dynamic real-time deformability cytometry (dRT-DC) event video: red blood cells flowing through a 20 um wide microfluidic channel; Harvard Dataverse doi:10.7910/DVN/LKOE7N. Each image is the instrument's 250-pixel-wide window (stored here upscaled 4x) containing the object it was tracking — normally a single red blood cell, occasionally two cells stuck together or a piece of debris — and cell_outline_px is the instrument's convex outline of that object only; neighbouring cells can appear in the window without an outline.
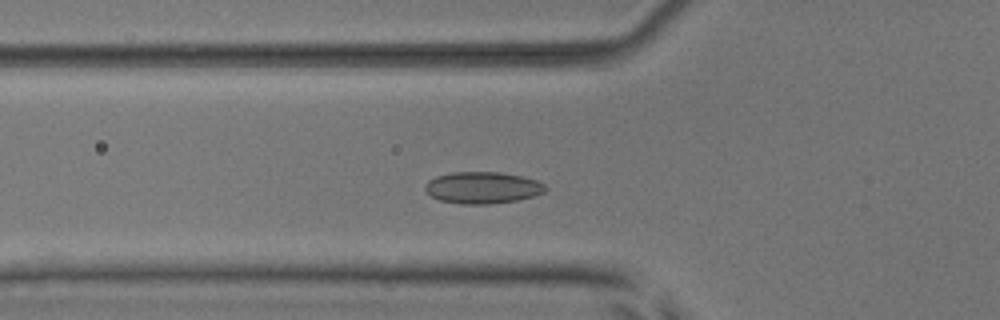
{"species": "common noctule bat (a hibernating species)", "species_latin": "Nyctalus noctula", "temperature_condition": "room temperature", "stored_images_in_passage": 50, "segment_of_instrument_passage": [1, 2], "camera_frame_rate_fps": 3000, "um_per_image_px": 0.085, "animal": {"sex": "male", "body_mass_g": 17.9, "forearm_length_mm": 54.2}, "frame": {"image": 1, "passage_image": 15, "time_ms": 4.667, "image_size_px": [1000, 320], "cell_outline_px": [[548, 188], [544, 192], [536, 196], [516, 200], [488, 204], [460, 204], [440, 200], [432, 196], [424, 188], [424, 184], [428, 180], [436, 176], [452, 172], [500, 172], [524, 176], [536, 180], [544, 184]], "centroid_in_image_um": [41.03, 15.94], "position_along_channel_um": 84.8, "area_um2": 22.37}}
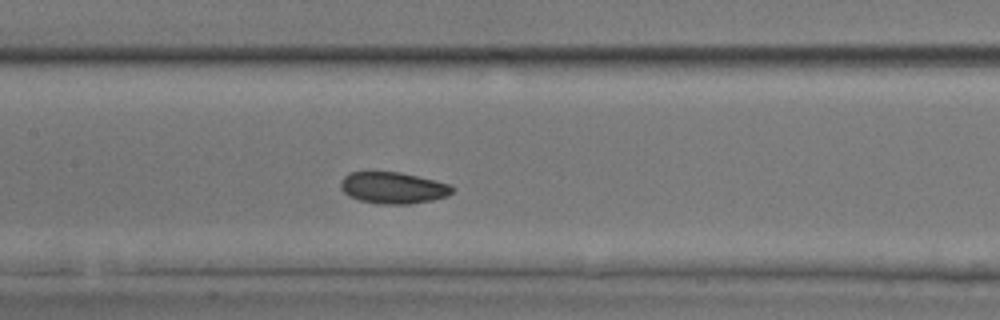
{"frame": {"image": 2, "passage_image": 22, "time_ms": 7.0, "image_size_px": [1000, 320], "cell_outline_px": [[456, 188], [448, 196], [432, 200], [408, 204], [380, 204], [360, 200], [348, 196], [340, 188], [340, 184], [344, 176], [352, 172], [400, 172], [452, 184]], "centroid_in_image_um": [33.45, 15.97], "position_along_channel_um": 174.0, "area_um2": 20.58}}
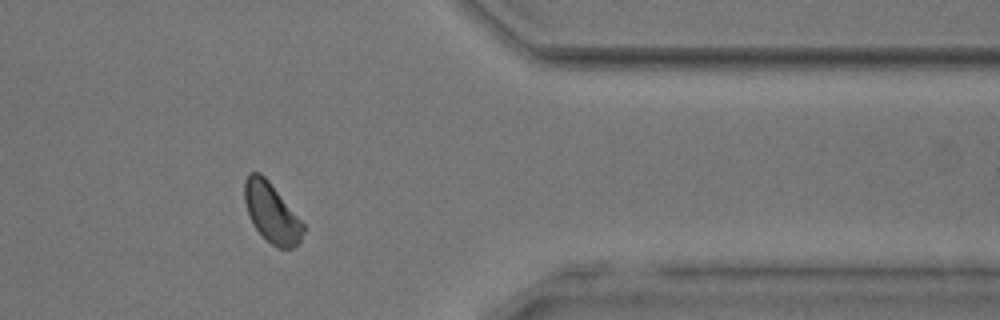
{"frame": {"image": 3, "passage_image": 40, "time_ms": 13.0, "image_size_px": [1000, 320], "cell_outline_px": [[304, 232], [300, 244], [292, 248], [276, 248], [252, 224], [244, 200], [244, 180], [248, 172], [260, 172], [268, 180], [304, 224]], "centroid_in_image_um": [23.08, 18.08], "position_along_channel_um": 388.3, "area_um2": 20.23}}